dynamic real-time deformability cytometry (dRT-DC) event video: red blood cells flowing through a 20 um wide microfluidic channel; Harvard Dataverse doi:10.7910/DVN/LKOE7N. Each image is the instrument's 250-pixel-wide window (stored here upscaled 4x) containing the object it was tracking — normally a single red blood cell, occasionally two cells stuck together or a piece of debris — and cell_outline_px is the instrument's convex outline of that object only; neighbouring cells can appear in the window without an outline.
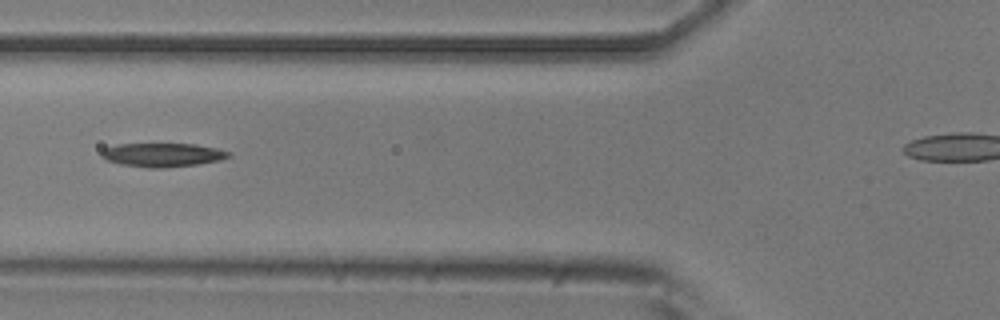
{"species": "common noctule bat (a hibernating species)", "species_latin": "Nyctalus noctula", "temperature_condition": "room temperature", "stored_images_in_passage": 32, "camera_frame_rate_fps": 3000, "um_per_image_px": 0.085, "animal": {"sex": "male", "body_mass_g": 20.5, "forearm_length_mm": 52.5}, "frame": {"image": 1, "passage_image": 5, "time_ms": 1.333, "image_size_px": [1000, 320], "cell_outline_px": [[232, 156], [220, 160], [196, 164], [164, 168], [148, 168], [120, 164], [104, 160], [100, 156], [100, 152], [104, 148], [116, 144], [196, 144], [216, 148], [232, 152]], "centroid_in_image_um": [13.79, 13.16], "position_along_channel_um": 112.0, "area_um2": 17.8}}
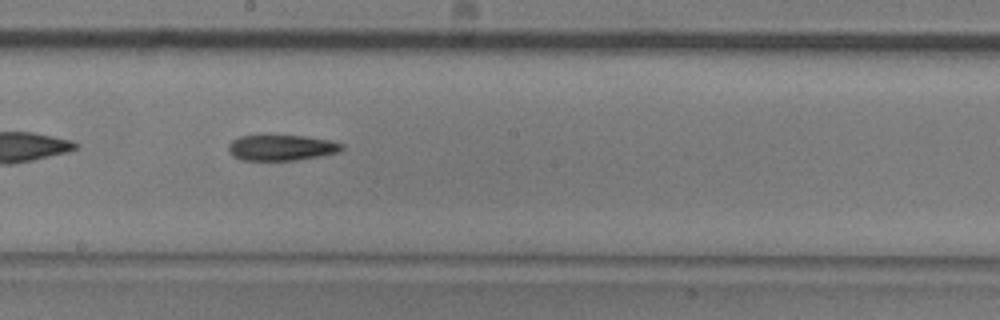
{"frame": {"image": 2, "passage_image": 14, "time_ms": 4.333, "image_size_px": [1000, 320], "cell_outline_px": [[344, 148], [340, 152], [320, 156], [296, 160], [240, 160], [232, 156], [228, 152], [228, 144], [232, 140], [240, 136], [304, 136], [328, 140], [344, 144]], "centroid_in_image_um": [23.91, 12.56], "position_along_channel_um": 224.3, "area_um2": 16.99}}